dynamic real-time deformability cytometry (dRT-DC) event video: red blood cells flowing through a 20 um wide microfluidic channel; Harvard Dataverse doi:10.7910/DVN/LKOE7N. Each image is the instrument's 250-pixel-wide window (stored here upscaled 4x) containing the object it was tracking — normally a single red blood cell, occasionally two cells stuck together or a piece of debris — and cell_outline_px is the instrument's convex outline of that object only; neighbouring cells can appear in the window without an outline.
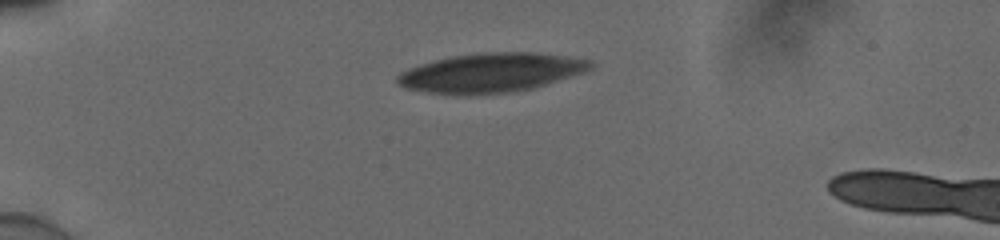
{"species": "human", "species_latin": "Homo sapiens", "temperature_condition": "cold", "stored_images_in_passage": 4, "camera_frame_rate_fps": 3000, "um_per_image_px": 0.085, "donor": {"sex": "male"}, "frame": {"image": 1, "passage_image": 1, "time_ms": 0.0, "image_size_px": [1000, 240], "cell_outline_px": [[592, 68], [548, 84], [536, 88], [516, 92], [424, 92], [404, 88], [396, 84], [396, 76], [400, 72], [436, 60], [452, 56], [484, 52], [532, 52], [564, 56], [588, 60], [592, 64]], "centroid_in_image_um": [41.73, 6.16], "position_along_channel_um": 43.3, "area_um2": 42.89}}
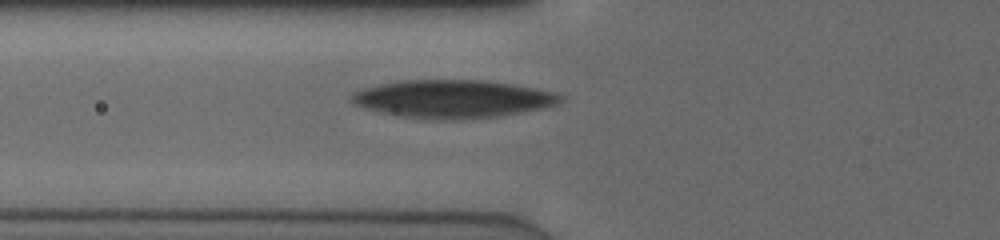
{"frame": {"image": 2, "passage_image": 4, "time_ms": 1.0, "image_size_px": [1000, 240], "cell_outline_px": [[564, 100], [556, 104], [540, 108], [500, 116], [452, 120], [444, 120], [404, 116], [384, 112], [368, 108], [356, 104], [348, 100], [356, 92], [364, 88], [404, 80], [484, 80], [512, 84], [536, 88], [556, 92], [564, 96]], "centroid_in_image_um": [38.57, 8.4], "position_along_channel_um": 87.2, "area_um2": 45.55}}